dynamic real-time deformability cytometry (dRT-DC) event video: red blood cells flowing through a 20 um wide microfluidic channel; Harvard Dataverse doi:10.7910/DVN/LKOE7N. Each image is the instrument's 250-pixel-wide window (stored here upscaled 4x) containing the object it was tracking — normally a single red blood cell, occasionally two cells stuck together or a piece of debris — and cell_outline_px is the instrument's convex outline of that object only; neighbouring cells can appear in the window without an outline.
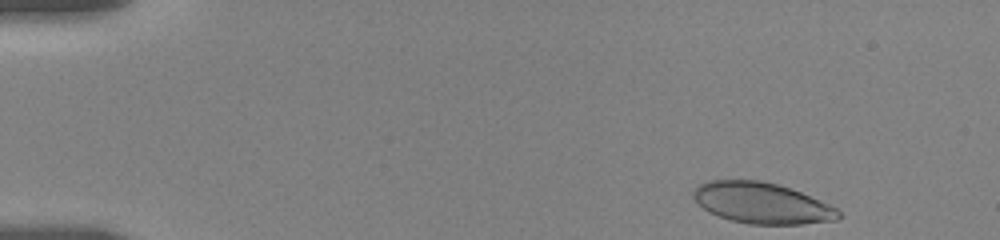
{"species": "human", "species_latin": "Homo sapiens", "temperature_condition": "room temperature", "stored_images_in_passage": 35, "camera_frame_rate_fps": 3000, "um_per_image_px": 0.085, "donor": {"sex": "female"}, "frame": {"image": 1, "passage_image": 1, "time_ms": 0.0, "image_size_px": [1000, 240], "cell_outline_px": [[840, 216], [836, 220], [800, 224], [748, 224], [732, 220], [708, 212], [692, 196], [692, 192], [700, 184], [712, 180], [760, 180], [776, 184], [800, 192], [828, 204], [836, 208], [840, 212]], "centroid_in_image_um": [64.74, 17.26], "position_along_channel_um": 20.3, "area_um2": 34.16}}
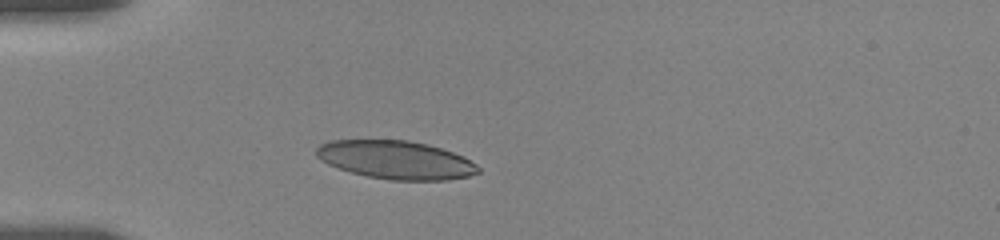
{"frame": {"image": 2, "passage_image": 25, "time_ms": 3.333, "image_size_px": [1000, 240], "cell_outline_px": [[480, 172], [468, 176], [448, 180], [392, 180], [368, 176], [352, 172], [328, 164], [320, 160], [316, 156], [316, 148], [320, 144], [332, 140], [408, 140], [428, 144], [464, 156], [476, 164], [480, 168]], "centroid_in_image_um": [33.66, 13.58], "position_along_channel_um": 51.3, "area_um2": 36.07}}
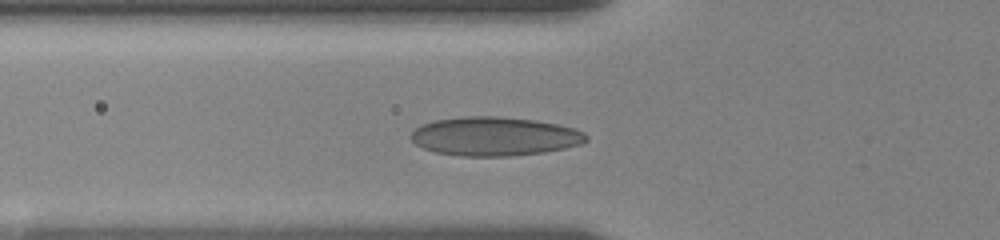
{"frame": {"image": 3, "passage_image": 32, "time_ms": 4.667, "image_size_px": [1000, 240], "cell_outline_px": [[588, 140], [580, 144], [564, 148], [544, 152], [508, 156], [460, 156], [436, 152], [424, 148], [416, 144], [408, 136], [420, 124], [436, 120], [464, 116], [496, 116], [536, 120], [560, 124], [584, 132], [588, 136]], "centroid_in_image_um": [42.03, 11.58], "position_along_channel_um": 83.8, "area_um2": 39.77}}